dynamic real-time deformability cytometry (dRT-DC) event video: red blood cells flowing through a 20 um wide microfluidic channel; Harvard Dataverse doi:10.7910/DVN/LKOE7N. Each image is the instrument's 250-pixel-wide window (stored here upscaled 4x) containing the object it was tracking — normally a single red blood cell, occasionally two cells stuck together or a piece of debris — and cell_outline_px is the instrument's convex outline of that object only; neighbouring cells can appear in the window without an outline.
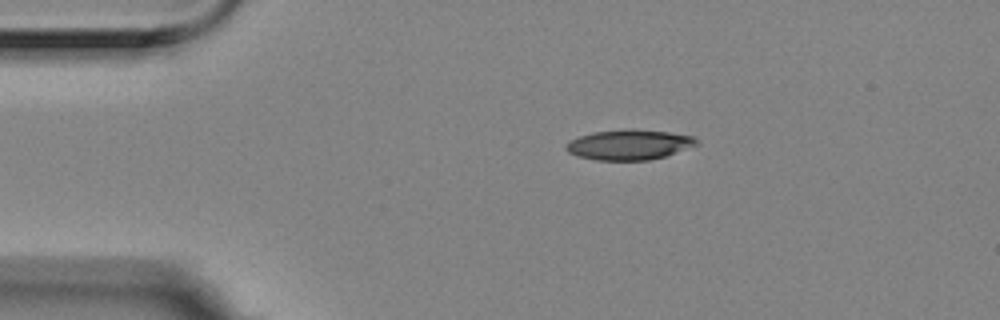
{"species": "Egyptian fruit bat (a non-hibernating species)", "species_latin": "Rousettus aegyptiacus", "temperature_condition": "room temperature", "stored_images_in_passage": 8, "camera_frame_rate_fps": 3000, "um_per_image_px": 0.085, "animal": {"sex": "female"}, "frame": {"image": 1, "passage_image": 1, "time_ms": 0.0, "image_size_px": [1000, 320], "cell_outline_px": [[700, 144], [664, 156], [648, 160], [596, 160], [576, 156], [568, 152], [564, 148], [572, 140], [580, 136], [592, 132], [628, 128], [668, 132], [692, 136], [700, 140]], "centroid_in_image_um": [53.49, 12.29], "position_along_channel_um": 31.5, "area_um2": 22.95}}
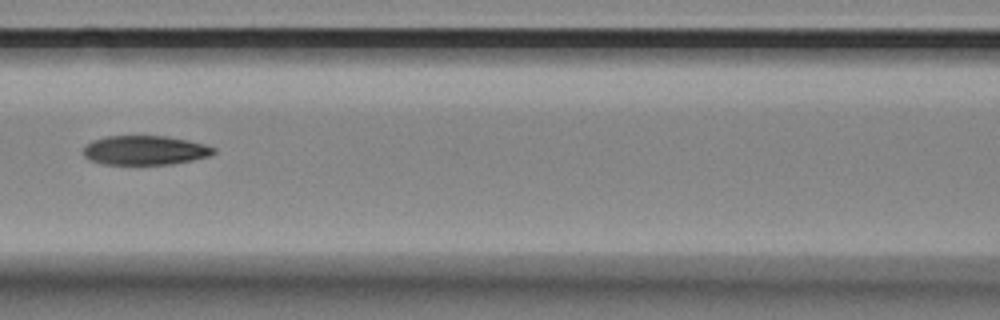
{"frame": {"image": 2, "passage_image": 5, "time_ms": 1.333, "image_size_px": [1000, 320], "cell_outline_px": [[216, 152], [208, 156], [192, 160], [172, 164], [104, 164], [88, 160], [84, 156], [84, 148], [92, 140], [104, 136], [168, 136], [188, 140], [204, 144], [216, 148]], "centroid_in_image_um": [12.32, 12.77], "position_along_channel_um": 154.3, "area_um2": 22.25}}
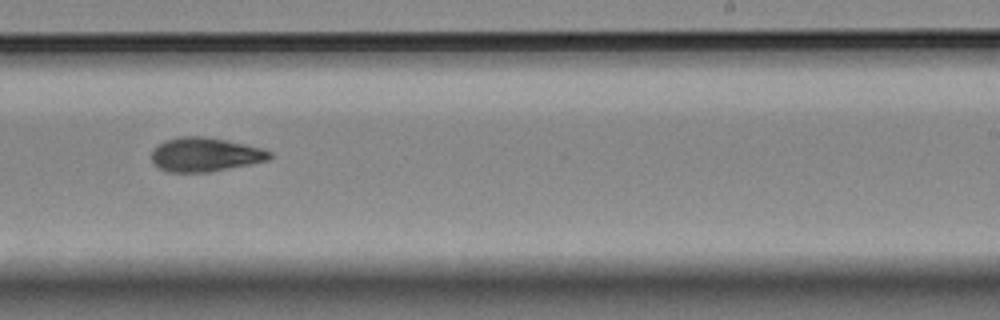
{"frame": {"image": 3, "passage_image": 8, "time_ms": 2.333, "image_size_px": [1000, 320], "cell_outline_px": [[272, 156], [268, 160], [208, 172], [168, 172], [160, 168], [152, 160], [152, 148], [164, 140], [180, 136], [200, 136], [224, 140], [244, 144], [260, 148], [272, 152]], "centroid_in_image_um": [17.39, 13.13], "position_along_channel_um": 271.6, "area_um2": 23.12}}